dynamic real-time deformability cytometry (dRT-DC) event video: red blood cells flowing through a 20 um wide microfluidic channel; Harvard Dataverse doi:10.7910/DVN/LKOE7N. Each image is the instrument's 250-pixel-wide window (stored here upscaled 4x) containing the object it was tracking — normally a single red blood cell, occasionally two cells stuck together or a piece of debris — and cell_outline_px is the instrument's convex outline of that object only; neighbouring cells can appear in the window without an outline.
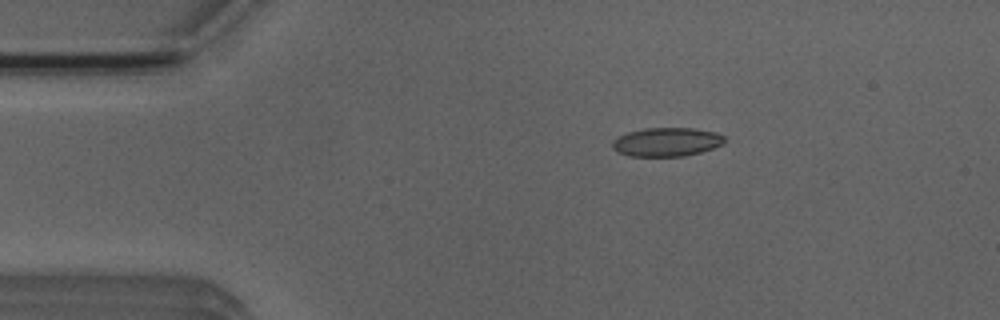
{"species": "Egyptian fruit bat (a non-hibernating species)", "species_latin": "Rousettus aegyptiacus", "temperature_condition": "room temperature", "stored_images_in_passage": 4, "camera_frame_rate_fps": 3000, "um_per_image_px": 0.085, "animal": {"sex": "male"}, "frame": {"image": 1, "passage_image": 1, "time_ms": 0.0, "image_size_px": [1000, 320], "cell_outline_px": [[724, 140], [720, 144], [712, 148], [700, 152], [684, 156], [628, 156], [616, 152], [612, 148], [612, 140], [628, 132], [644, 128], [692, 128], [716, 132], [724, 136]], "centroid_in_image_um": [56.61, 12.07], "position_along_channel_um": 28.4, "area_um2": 18.73}}